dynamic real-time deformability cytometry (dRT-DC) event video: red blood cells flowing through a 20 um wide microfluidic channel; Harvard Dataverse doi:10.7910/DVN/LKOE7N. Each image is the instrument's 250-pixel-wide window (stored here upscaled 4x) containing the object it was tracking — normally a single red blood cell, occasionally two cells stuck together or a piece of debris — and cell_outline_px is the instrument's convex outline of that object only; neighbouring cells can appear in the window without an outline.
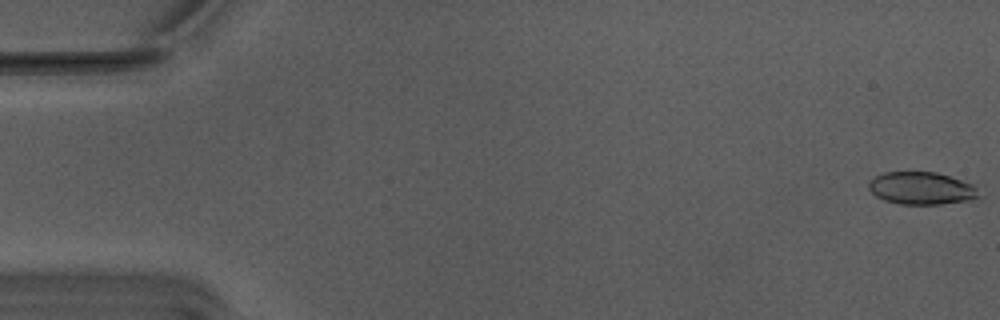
{"species": "Egyptian fruit bat (a non-hibernating species)", "species_latin": "Rousettus aegyptiacus", "temperature_condition": "warm", "stored_images_in_passage": 55, "camera_frame_rate_fps": 3000, "um_per_image_px": 0.085, "animal": {"sex": "male"}, "frame": {"image": 1, "passage_image": 1, "time_ms": 0.0, "image_size_px": [1000, 320], "cell_outline_px": [[984, 196], [976, 200], [940, 204], [900, 204], [884, 200], [876, 196], [868, 188], [868, 180], [884, 172], [936, 172], [972, 184]], "centroid_in_image_um": [78.36, 16.01], "position_along_channel_um": 6.6, "area_um2": 21.1}}
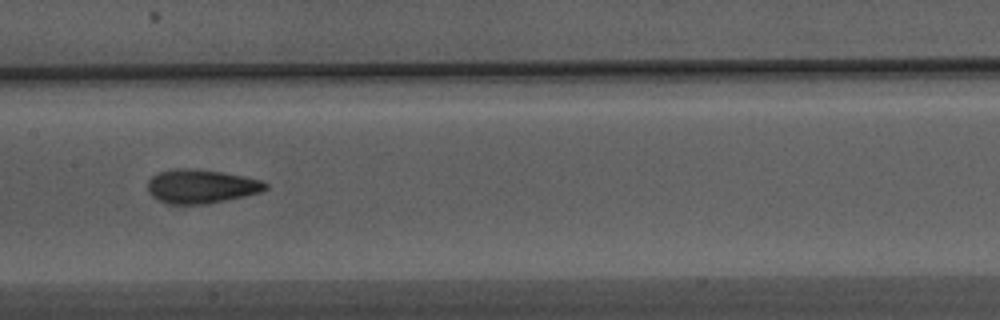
{"frame": {"image": 2, "passage_image": 28, "time_ms": 9.0, "image_size_px": [1000, 320], "cell_outline_px": [[268, 188], [260, 192], [244, 196], [204, 204], [164, 204], [152, 196], [148, 192], [148, 180], [152, 176], [160, 172], [180, 168], [224, 172], [244, 176], [260, 180], [268, 184]], "centroid_in_image_um": [17.08, 15.85], "position_along_channel_um": 190.3, "area_um2": 23.06}}
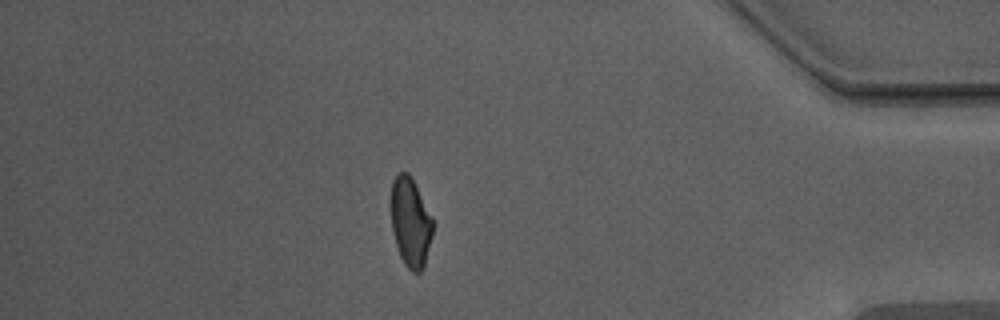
{"frame": {"image": 3, "passage_image": 48, "time_ms": 15.667, "image_size_px": [1000, 320], "cell_outline_px": [[432, 236], [424, 268], [420, 272], [412, 272], [404, 264], [400, 256], [396, 244], [392, 228], [392, 180], [400, 172], [408, 172], [432, 216]], "centroid_in_image_um": [34.9, 18.93], "position_along_channel_um": 400.3, "area_um2": 21.39}, "authors_computed_cell_mechanics": {"area_um2": 22.1952, "velocity_mm_per_s": 3.7693, "shape_relaxation_time_tau1_ms": null, "shape_relaxation_time_tau2_ms": 1.8787, "deformation_change_tau1": null, "deformation_change_tau2": 0.0986}}